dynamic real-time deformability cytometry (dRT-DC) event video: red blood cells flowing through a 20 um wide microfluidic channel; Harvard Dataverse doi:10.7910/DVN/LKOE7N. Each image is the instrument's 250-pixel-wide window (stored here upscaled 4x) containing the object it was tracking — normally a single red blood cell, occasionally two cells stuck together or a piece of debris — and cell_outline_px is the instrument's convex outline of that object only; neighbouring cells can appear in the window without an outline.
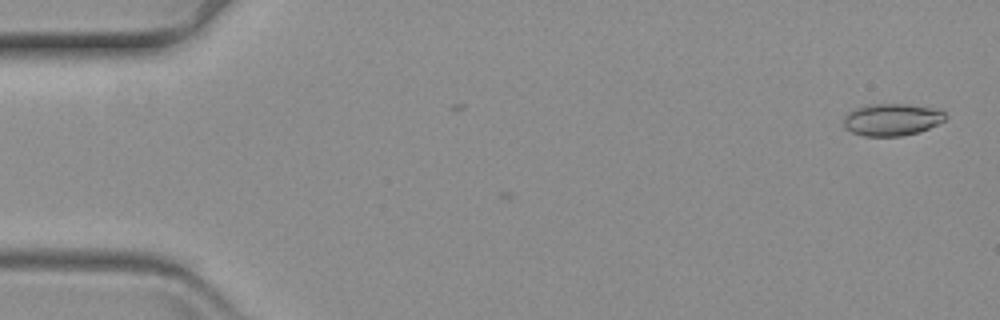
{"species": "common noctule bat (a hibernating species)", "species_latin": "Nyctalus noctula", "temperature_condition": "warm", "stored_images_in_passage": 2, "camera_frame_rate_fps": 3000, "um_per_image_px": 0.085, "animal": {"sex": "female", "body_mass_g": 19.3, "forearm_length_mm": 54.1}, "frame": {"image": 1, "passage_image": 2, "time_ms": 0.333, "image_size_px": [1000, 320], "cell_outline_px": [[948, 116], [944, 120], [920, 132], [900, 136], [864, 136], [852, 132], [844, 128], [844, 116], [848, 112], [856, 108], [868, 104], [908, 104], [940, 108]], "centroid_in_image_um": [75.83, 10.15], "position_along_channel_um": 9.2, "area_um2": 19.25}}